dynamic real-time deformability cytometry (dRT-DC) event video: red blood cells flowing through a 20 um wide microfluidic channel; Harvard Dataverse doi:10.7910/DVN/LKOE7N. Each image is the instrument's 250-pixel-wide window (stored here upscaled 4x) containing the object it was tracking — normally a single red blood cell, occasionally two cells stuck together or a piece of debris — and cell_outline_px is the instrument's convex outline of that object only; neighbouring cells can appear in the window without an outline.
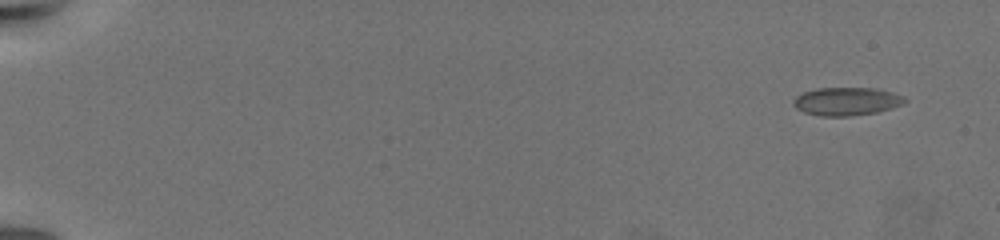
{"species": "common noctule bat (a hibernating species)", "species_latin": "Nyctalus noctula", "temperature_condition": "warm", "stored_images_in_passage": 10, "camera_frame_rate_fps": 3000, "um_per_image_px": 0.085, "animal": {"sex": "female", "body_mass_g": 19.5, "forearm_length_mm": 54.1}, "frame": {"image": 1, "passage_image": 1, "time_ms": 0.0, "image_size_px": [1000, 240], "cell_outline_px": [[908, 100], [904, 104], [892, 108], [876, 112], [848, 116], [820, 116], [804, 112], [796, 108], [792, 104], [792, 100], [796, 96], [804, 92], [816, 88], [876, 88], [892, 92], [904, 96]], "centroid_in_image_um": [71.97, 8.61], "position_along_channel_um": 13.0, "area_um2": 18.38}}
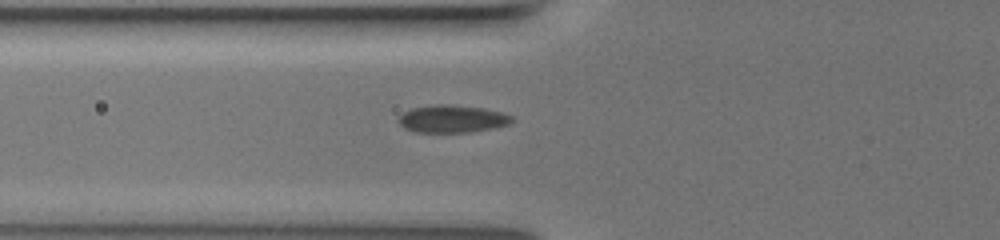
{"frame": {"image": 2, "passage_image": 9, "time_ms": 8.0, "image_size_px": [1000, 240], "cell_outline_px": [[512, 120], [508, 124], [492, 128], [468, 132], [412, 132], [404, 128], [396, 120], [404, 112], [412, 108], [432, 104], [448, 104], [484, 108], [504, 112], [512, 116]], "centroid_in_image_um": [38.4, 10.09], "position_along_channel_um": 87.4, "area_um2": 18.26}}
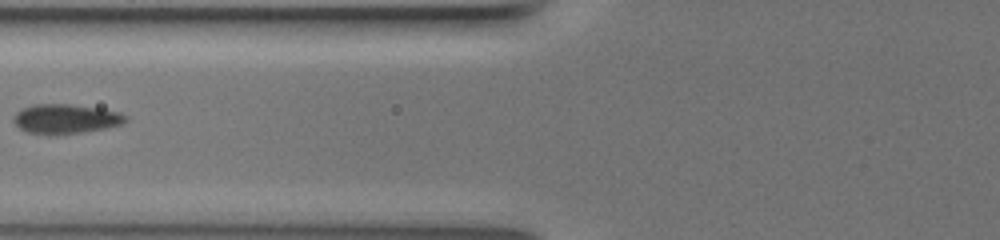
{"frame": {"image": 3, "passage_image": 10, "time_ms": 9.0, "image_size_px": [1000, 240], "cell_outline_px": [[128, 120], [124, 124], [108, 128], [84, 132], [56, 136], [48, 136], [28, 132], [20, 128], [12, 120], [12, 116], [16, 112], [24, 108], [36, 104], [68, 104], [100, 108], [120, 112], [128, 116]], "centroid_in_image_um": [5.62, 10.13], "position_along_channel_um": 120.2, "area_um2": 19.77}}